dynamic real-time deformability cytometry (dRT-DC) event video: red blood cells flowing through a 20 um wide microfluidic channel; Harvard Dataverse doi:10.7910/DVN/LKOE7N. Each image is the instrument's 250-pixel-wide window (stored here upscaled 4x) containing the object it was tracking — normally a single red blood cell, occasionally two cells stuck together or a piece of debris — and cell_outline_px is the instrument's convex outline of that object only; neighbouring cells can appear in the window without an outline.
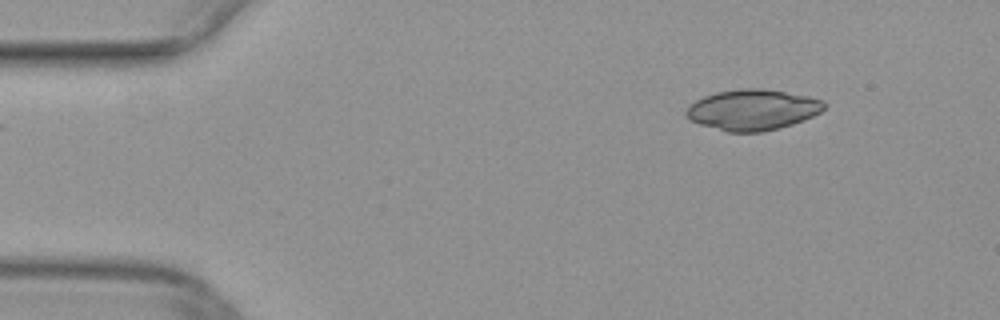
{"species": "common noctule bat (a hibernating species)", "species_latin": "Nyctalus noctula", "temperature_condition": "warm", "stored_images_in_passage": 23, "camera_frame_rate_fps": 3000, "um_per_image_px": 0.085, "animal": {"sex": "female", "body_mass_g": 29.2, "forearm_length_mm": 56.3}, "frame": {"image": 1, "passage_image": 1, "time_ms": 0.0, "image_size_px": [1000, 320], "cell_outline_px": [[824, 108], [820, 112], [804, 120], [780, 128], [760, 132], [728, 132], [700, 124], [692, 120], [684, 112], [696, 100], [704, 96], [716, 92], [740, 88], [764, 88], [808, 96], [824, 100]], "centroid_in_image_um": [63.99, 9.32], "position_along_channel_um": 21.0, "area_um2": 32.6}}